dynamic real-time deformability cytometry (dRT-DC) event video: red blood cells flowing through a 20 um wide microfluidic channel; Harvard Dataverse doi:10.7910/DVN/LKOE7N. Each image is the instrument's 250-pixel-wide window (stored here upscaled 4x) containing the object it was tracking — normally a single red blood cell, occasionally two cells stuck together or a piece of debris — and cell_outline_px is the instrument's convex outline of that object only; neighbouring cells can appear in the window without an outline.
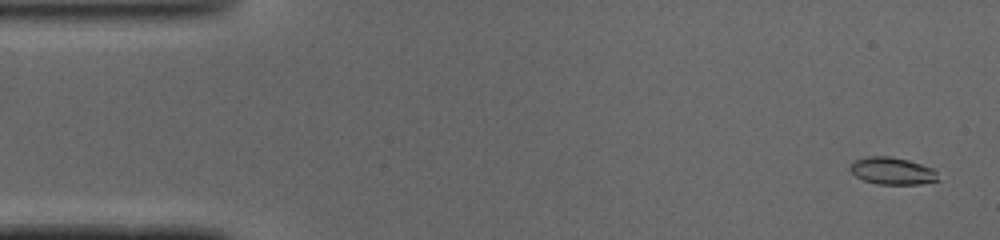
{"species": "common noctule bat (a hibernating species)", "species_latin": "Nyctalus noctula", "temperature_condition": "cold", "stored_images_in_passage": 14, "camera_frame_rate_fps": 3000, "um_per_image_px": 0.085, "animal": {"sex": "male", "body_mass_g": 19.0, "forearm_length_mm": 50.8}, "frame": {"image": 1, "passage_image": 2, "time_ms": 0.333, "image_size_px": [1000, 240], "cell_outline_px": [[940, 180], [920, 184], [880, 184], [864, 180], [856, 176], [848, 168], [848, 164], [864, 156], [888, 156], [908, 160], [932, 168], [936, 172]], "centroid_in_image_um": [75.82, 14.52], "position_along_channel_um": 9.2, "area_um2": 13.93}}
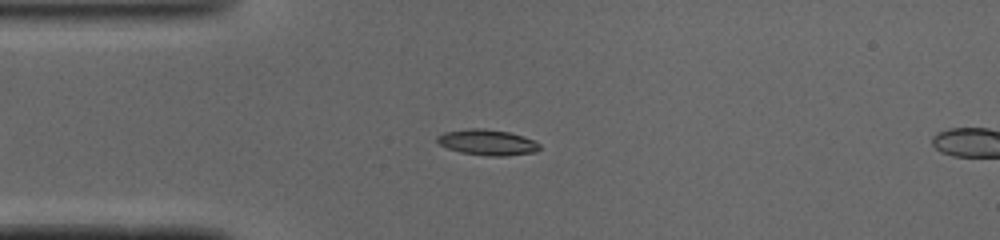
{"frame": {"image": 2, "passage_image": 12, "time_ms": 3.667, "image_size_px": [1000, 240], "cell_outline_px": [[540, 148], [536, 152], [504, 156], [488, 156], [460, 152], [448, 148], [440, 144], [436, 140], [436, 136], [444, 132], [472, 128], [484, 128], [508, 132], [524, 136], [536, 140], [540, 144]], "centroid_in_image_um": [41.45, 12.1], "position_along_channel_um": 43.5, "area_um2": 15.43}}